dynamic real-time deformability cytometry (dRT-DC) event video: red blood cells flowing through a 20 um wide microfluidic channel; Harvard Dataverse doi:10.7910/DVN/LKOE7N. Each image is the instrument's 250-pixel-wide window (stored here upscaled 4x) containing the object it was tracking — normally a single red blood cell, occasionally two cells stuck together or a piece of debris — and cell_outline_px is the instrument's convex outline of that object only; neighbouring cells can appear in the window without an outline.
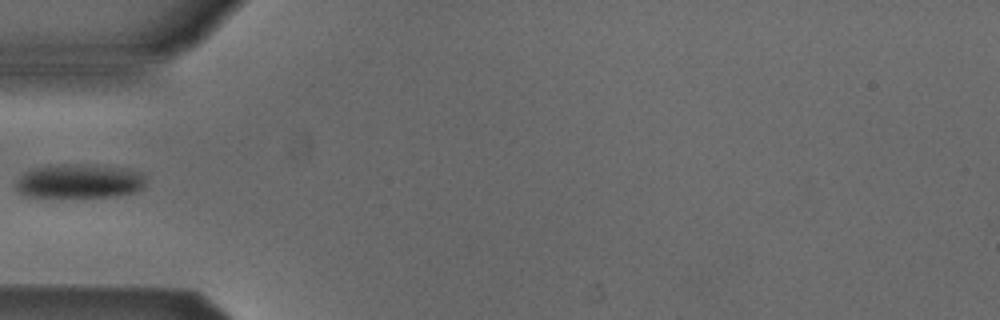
{"species": "Egyptian fruit bat (a non-hibernating species)", "species_latin": "Rousettus aegyptiacus", "temperature_condition": "cold", "stored_images_in_passage": 36, "camera_frame_rate_fps": 3000, "um_per_image_px": 0.085, "animal": {"sex": "male"}, "frame": {"image": 1, "passage_image": 1, "time_ms": 0.0, "image_size_px": [1000, 320], "cell_outline_px": [[144, 184], [136, 192], [116, 196], [24, 196], [16, 188], [16, 180], [28, 172], [36, 168], [76, 164], [80, 164], [120, 168], [140, 172], [144, 176]], "centroid_in_image_um": [6.77, 15.41], "position_along_channel_um": 78.2, "area_um2": 24.91}}
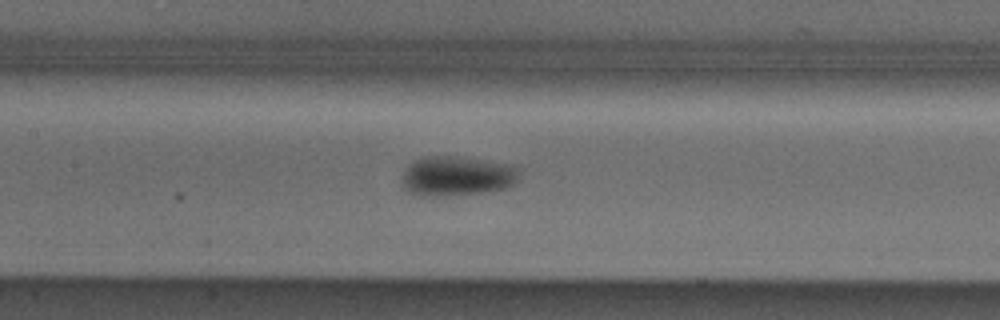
{"frame": {"image": 2, "passage_image": 8, "time_ms": 2.333, "image_size_px": [1000, 320], "cell_outline_px": [[520, 172], [516, 180], [512, 184], [504, 188], [480, 192], [436, 196], [424, 196], [408, 192], [404, 188], [400, 180], [400, 176], [404, 168], [408, 164], [424, 156], [452, 156], [516, 164], [520, 168]], "centroid_in_image_um": [38.8, 14.94], "position_along_channel_um": 168.6, "area_um2": 27.34}}
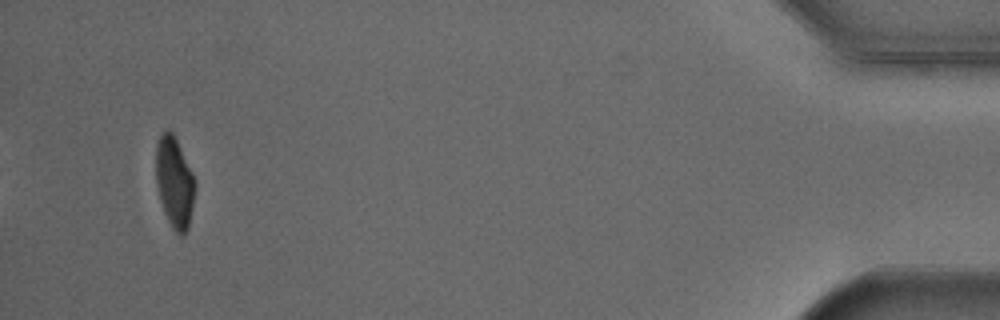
{"frame": {"image": 3, "passage_image": 34, "time_ms": 11.0, "image_size_px": [1000, 320], "cell_outline_px": [[196, 184], [188, 228], [184, 236], [180, 236], [172, 228], [164, 212], [160, 200], [156, 184], [156, 144], [160, 132], [164, 128], [168, 128], [172, 132], [196, 180]], "centroid_in_image_um": [14.81, 15.47], "position_along_channel_um": 420.4, "area_um2": 20.81}}